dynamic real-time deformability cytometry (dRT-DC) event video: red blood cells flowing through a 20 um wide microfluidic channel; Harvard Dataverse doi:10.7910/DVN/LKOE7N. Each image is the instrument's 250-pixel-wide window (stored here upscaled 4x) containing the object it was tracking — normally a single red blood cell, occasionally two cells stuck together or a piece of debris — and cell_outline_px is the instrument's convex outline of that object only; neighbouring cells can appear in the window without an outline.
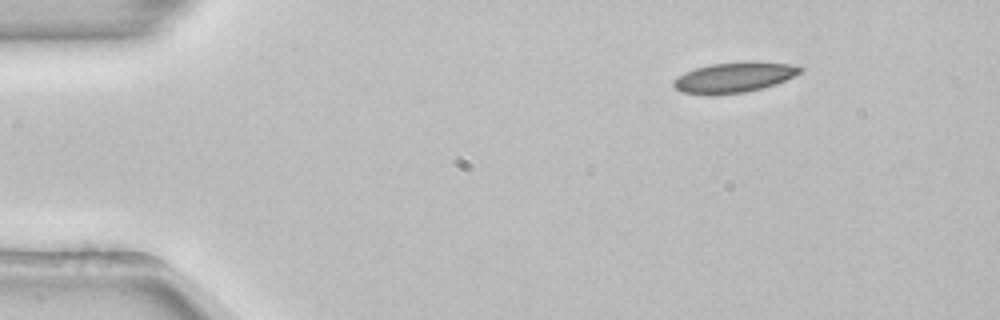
{"species": "common noctule bat (a hibernating species)", "species_latin": "Nyctalus noctula", "temperature_condition": "room temperature", "stored_images_in_passage": 47, "camera_frame_rate_fps": 3000, "um_per_image_px": 0.085, "animal": {"sex": "female", "body_mass_g": 22.7, "forearm_length_mm": 54.2}, "frame": {"image": 1, "passage_image": 1, "time_ms": 0.0, "image_size_px": [1000, 320], "cell_outline_px": [[804, 68], [800, 72], [776, 84], [744, 92], [708, 96], [704, 96], [680, 92], [672, 84], [672, 80], [696, 68], [712, 64], [788, 64]], "centroid_in_image_um": [62.28, 6.65], "position_along_channel_um": 22.7, "area_um2": 21.27}}
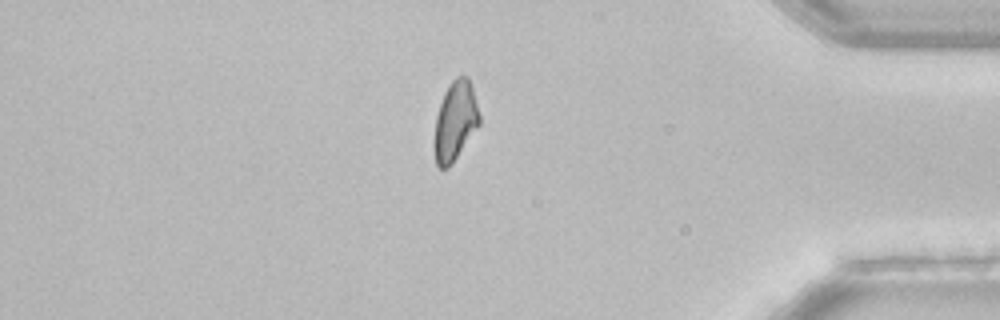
{"frame": {"image": 2, "passage_image": 39, "time_ms": 12.667, "image_size_px": [1000, 320], "cell_outline_px": [[480, 124], [452, 164], [448, 168], [440, 168], [436, 164], [432, 144], [436, 116], [444, 92], [448, 84], [456, 76], [468, 76], [472, 84], [480, 116]], "centroid_in_image_um": [38.67, 10.29], "position_along_channel_um": 396.5, "area_um2": 21.27}}
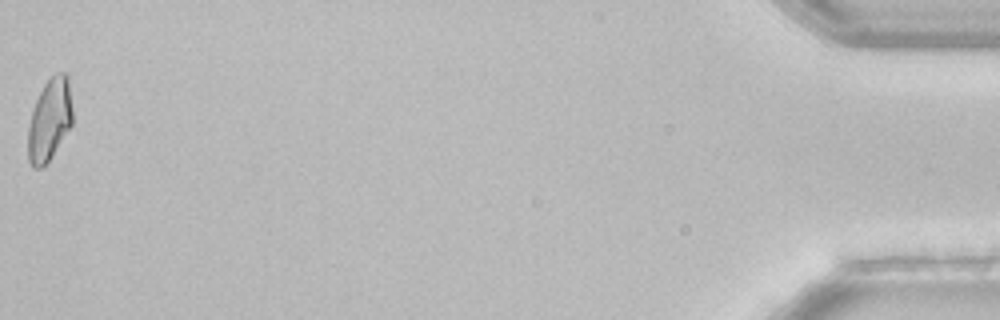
{"frame": {"image": 3, "passage_image": 47, "time_ms": 15.333, "image_size_px": [1000, 320], "cell_outline_px": [[72, 124], [48, 160], [40, 168], [32, 168], [28, 160], [28, 128], [32, 112], [36, 100], [44, 84], [56, 72], [64, 72], [68, 76], [72, 108]], "centroid_in_image_um": [4.21, 10.15], "position_along_channel_um": 431.0, "area_um2": 20.98}, "authors_computed_cell_mechanics": {"area_um2": 21.964, "velocity_mm_per_s": 3.8693, "shape_relaxation_time_tau1_ms": 8.8674, "shape_relaxation_time_tau2_ms": null, "deformation_change_tau1": 0.1561, "deformation_change_tau2": null}}